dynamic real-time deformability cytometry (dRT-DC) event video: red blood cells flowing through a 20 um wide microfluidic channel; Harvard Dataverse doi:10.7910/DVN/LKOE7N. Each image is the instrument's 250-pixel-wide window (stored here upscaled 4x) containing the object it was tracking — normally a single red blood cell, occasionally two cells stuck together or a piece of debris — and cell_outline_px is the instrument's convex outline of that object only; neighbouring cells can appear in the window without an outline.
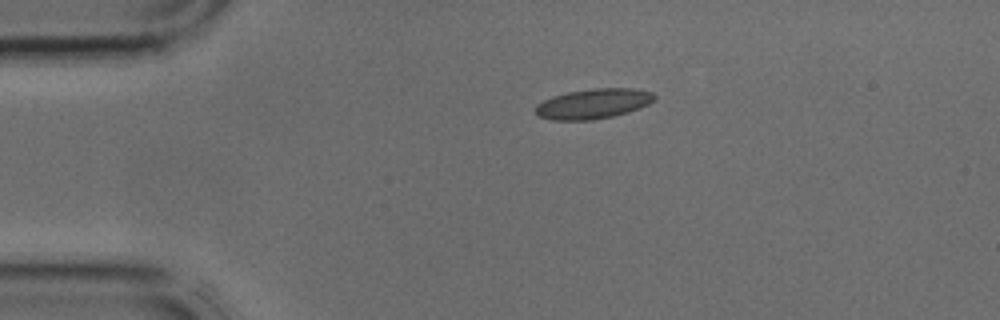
{"species": "common noctule bat (a hibernating species)", "species_latin": "Nyctalus noctula", "temperature_condition": "cold", "stored_images_in_passage": 2, "camera_frame_rate_fps": 3000, "um_per_image_px": 0.085, "animal": {"sex": "male", "body_mass_g": 17.9, "forearm_length_mm": 54.2}, "frame": {"image": 1, "passage_image": 1, "time_ms": 0.0, "image_size_px": [1000, 320], "cell_outline_px": [[656, 100], [640, 108], [628, 112], [612, 116], [592, 120], [552, 120], [536, 116], [536, 104], [552, 96], [568, 92], [596, 88], [632, 88], [652, 92], [656, 96]], "centroid_in_image_um": [50.43, 8.82], "position_along_channel_um": 34.6, "area_um2": 20.87}}